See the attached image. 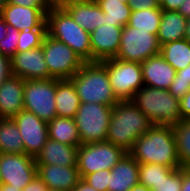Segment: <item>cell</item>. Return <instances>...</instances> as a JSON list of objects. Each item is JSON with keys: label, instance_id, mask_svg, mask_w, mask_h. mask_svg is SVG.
Instances as JSON below:
<instances>
[{"label": "cell", "instance_id": "obj_1", "mask_svg": "<svg viewBox=\"0 0 190 191\" xmlns=\"http://www.w3.org/2000/svg\"><path fill=\"white\" fill-rule=\"evenodd\" d=\"M138 163L162 164L180 168L172 125H153L141 135L128 152Z\"/></svg>", "mask_w": 190, "mask_h": 191}, {"label": "cell", "instance_id": "obj_2", "mask_svg": "<svg viewBox=\"0 0 190 191\" xmlns=\"http://www.w3.org/2000/svg\"><path fill=\"white\" fill-rule=\"evenodd\" d=\"M152 126L131 100H120L112 108L106 141L128 153L134 142Z\"/></svg>", "mask_w": 190, "mask_h": 191}, {"label": "cell", "instance_id": "obj_3", "mask_svg": "<svg viewBox=\"0 0 190 191\" xmlns=\"http://www.w3.org/2000/svg\"><path fill=\"white\" fill-rule=\"evenodd\" d=\"M69 80L80 102L114 106L120 101L111 87L107 68L100 61L85 62Z\"/></svg>", "mask_w": 190, "mask_h": 191}, {"label": "cell", "instance_id": "obj_4", "mask_svg": "<svg viewBox=\"0 0 190 191\" xmlns=\"http://www.w3.org/2000/svg\"><path fill=\"white\" fill-rule=\"evenodd\" d=\"M153 125H174L181 119L179 99L166 89L143 86L130 99Z\"/></svg>", "mask_w": 190, "mask_h": 191}, {"label": "cell", "instance_id": "obj_5", "mask_svg": "<svg viewBox=\"0 0 190 191\" xmlns=\"http://www.w3.org/2000/svg\"><path fill=\"white\" fill-rule=\"evenodd\" d=\"M47 33L67 44L85 62H92L90 33L79 26L64 8L49 9Z\"/></svg>", "mask_w": 190, "mask_h": 191}, {"label": "cell", "instance_id": "obj_6", "mask_svg": "<svg viewBox=\"0 0 190 191\" xmlns=\"http://www.w3.org/2000/svg\"><path fill=\"white\" fill-rule=\"evenodd\" d=\"M126 153L108 141L81 144L77 153L80 177L100 170H111Z\"/></svg>", "mask_w": 190, "mask_h": 191}, {"label": "cell", "instance_id": "obj_7", "mask_svg": "<svg viewBox=\"0 0 190 191\" xmlns=\"http://www.w3.org/2000/svg\"><path fill=\"white\" fill-rule=\"evenodd\" d=\"M113 106L80 103L75 116L81 144L106 141Z\"/></svg>", "mask_w": 190, "mask_h": 191}, {"label": "cell", "instance_id": "obj_8", "mask_svg": "<svg viewBox=\"0 0 190 191\" xmlns=\"http://www.w3.org/2000/svg\"><path fill=\"white\" fill-rule=\"evenodd\" d=\"M42 49L49 74L56 79L72 78L85 63L67 44L48 33L43 38Z\"/></svg>", "mask_w": 190, "mask_h": 191}, {"label": "cell", "instance_id": "obj_9", "mask_svg": "<svg viewBox=\"0 0 190 191\" xmlns=\"http://www.w3.org/2000/svg\"><path fill=\"white\" fill-rule=\"evenodd\" d=\"M100 62L107 68L111 87L119 100H130L144 86L140 63L117 58Z\"/></svg>", "mask_w": 190, "mask_h": 191}, {"label": "cell", "instance_id": "obj_10", "mask_svg": "<svg viewBox=\"0 0 190 191\" xmlns=\"http://www.w3.org/2000/svg\"><path fill=\"white\" fill-rule=\"evenodd\" d=\"M56 78L24 80V110L34 113L45 122L57 117L55 105Z\"/></svg>", "mask_w": 190, "mask_h": 191}, {"label": "cell", "instance_id": "obj_11", "mask_svg": "<svg viewBox=\"0 0 190 191\" xmlns=\"http://www.w3.org/2000/svg\"><path fill=\"white\" fill-rule=\"evenodd\" d=\"M160 47L157 35L127 24L122 28L119 51L115 58L141 64L151 56L159 54Z\"/></svg>", "mask_w": 190, "mask_h": 191}, {"label": "cell", "instance_id": "obj_12", "mask_svg": "<svg viewBox=\"0 0 190 191\" xmlns=\"http://www.w3.org/2000/svg\"><path fill=\"white\" fill-rule=\"evenodd\" d=\"M2 184L22 190L37 176L34 157L23 154H0Z\"/></svg>", "mask_w": 190, "mask_h": 191}, {"label": "cell", "instance_id": "obj_13", "mask_svg": "<svg viewBox=\"0 0 190 191\" xmlns=\"http://www.w3.org/2000/svg\"><path fill=\"white\" fill-rule=\"evenodd\" d=\"M13 120L23 138L25 154L35 158L49 139L47 122L24 109Z\"/></svg>", "mask_w": 190, "mask_h": 191}, {"label": "cell", "instance_id": "obj_14", "mask_svg": "<svg viewBox=\"0 0 190 191\" xmlns=\"http://www.w3.org/2000/svg\"><path fill=\"white\" fill-rule=\"evenodd\" d=\"M12 75L24 80H44L53 78L49 74L42 46L24 52H16L11 57Z\"/></svg>", "mask_w": 190, "mask_h": 191}, {"label": "cell", "instance_id": "obj_15", "mask_svg": "<svg viewBox=\"0 0 190 191\" xmlns=\"http://www.w3.org/2000/svg\"><path fill=\"white\" fill-rule=\"evenodd\" d=\"M48 7H24L6 4L2 16L7 25L17 31L30 29H47L46 14Z\"/></svg>", "mask_w": 190, "mask_h": 191}, {"label": "cell", "instance_id": "obj_16", "mask_svg": "<svg viewBox=\"0 0 190 191\" xmlns=\"http://www.w3.org/2000/svg\"><path fill=\"white\" fill-rule=\"evenodd\" d=\"M122 28L105 24L90 33L92 62L116 57L119 51Z\"/></svg>", "mask_w": 190, "mask_h": 191}, {"label": "cell", "instance_id": "obj_17", "mask_svg": "<svg viewBox=\"0 0 190 191\" xmlns=\"http://www.w3.org/2000/svg\"><path fill=\"white\" fill-rule=\"evenodd\" d=\"M144 86L166 89L170 88L176 70L159 53L141 63Z\"/></svg>", "mask_w": 190, "mask_h": 191}, {"label": "cell", "instance_id": "obj_18", "mask_svg": "<svg viewBox=\"0 0 190 191\" xmlns=\"http://www.w3.org/2000/svg\"><path fill=\"white\" fill-rule=\"evenodd\" d=\"M38 177L48 189L72 191L81 179L77 166L37 165Z\"/></svg>", "mask_w": 190, "mask_h": 191}, {"label": "cell", "instance_id": "obj_19", "mask_svg": "<svg viewBox=\"0 0 190 191\" xmlns=\"http://www.w3.org/2000/svg\"><path fill=\"white\" fill-rule=\"evenodd\" d=\"M24 79L11 75L0 85V118H13L24 109Z\"/></svg>", "mask_w": 190, "mask_h": 191}, {"label": "cell", "instance_id": "obj_20", "mask_svg": "<svg viewBox=\"0 0 190 191\" xmlns=\"http://www.w3.org/2000/svg\"><path fill=\"white\" fill-rule=\"evenodd\" d=\"M139 163L126 153L109 172L108 191H130L139 184Z\"/></svg>", "mask_w": 190, "mask_h": 191}, {"label": "cell", "instance_id": "obj_21", "mask_svg": "<svg viewBox=\"0 0 190 191\" xmlns=\"http://www.w3.org/2000/svg\"><path fill=\"white\" fill-rule=\"evenodd\" d=\"M78 147L48 139L36 155V165L77 166Z\"/></svg>", "mask_w": 190, "mask_h": 191}, {"label": "cell", "instance_id": "obj_22", "mask_svg": "<svg viewBox=\"0 0 190 191\" xmlns=\"http://www.w3.org/2000/svg\"><path fill=\"white\" fill-rule=\"evenodd\" d=\"M64 9L79 26L89 33L104 25V12L95 1L69 4Z\"/></svg>", "mask_w": 190, "mask_h": 191}, {"label": "cell", "instance_id": "obj_23", "mask_svg": "<svg viewBox=\"0 0 190 191\" xmlns=\"http://www.w3.org/2000/svg\"><path fill=\"white\" fill-rule=\"evenodd\" d=\"M80 99L69 79H56L55 105L58 117L75 118Z\"/></svg>", "mask_w": 190, "mask_h": 191}, {"label": "cell", "instance_id": "obj_24", "mask_svg": "<svg viewBox=\"0 0 190 191\" xmlns=\"http://www.w3.org/2000/svg\"><path fill=\"white\" fill-rule=\"evenodd\" d=\"M186 18L178 11H163L157 39L159 45L184 39Z\"/></svg>", "mask_w": 190, "mask_h": 191}, {"label": "cell", "instance_id": "obj_25", "mask_svg": "<svg viewBox=\"0 0 190 191\" xmlns=\"http://www.w3.org/2000/svg\"><path fill=\"white\" fill-rule=\"evenodd\" d=\"M49 139L69 146H80L81 139L75 119L55 117L47 123Z\"/></svg>", "mask_w": 190, "mask_h": 191}, {"label": "cell", "instance_id": "obj_26", "mask_svg": "<svg viewBox=\"0 0 190 191\" xmlns=\"http://www.w3.org/2000/svg\"><path fill=\"white\" fill-rule=\"evenodd\" d=\"M24 143L13 118H0V154H23Z\"/></svg>", "mask_w": 190, "mask_h": 191}, {"label": "cell", "instance_id": "obj_27", "mask_svg": "<svg viewBox=\"0 0 190 191\" xmlns=\"http://www.w3.org/2000/svg\"><path fill=\"white\" fill-rule=\"evenodd\" d=\"M104 12V25L124 27L128 24L131 7L128 0H95Z\"/></svg>", "mask_w": 190, "mask_h": 191}, {"label": "cell", "instance_id": "obj_28", "mask_svg": "<svg viewBox=\"0 0 190 191\" xmlns=\"http://www.w3.org/2000/svg\"><path fill=\"white\" fill-rule=\"evenodd\" d=\"M160 54L176 71L182 70L190 64V42L184 38L163 44Z\"/></svg>", "mask_w": 190, "mask_h": 191}, {"label": "cell", "instance_id": "obj_29", "mask_svg": "<svg viewBox=\"0 0 190 191\" xmlns=\"http://www.w3.org/2000/svg\"><path fill=\"white\" fill-rule=\"evenodd\" d=\"M162 9L160 7L131 11L128 25L138 30L150 31L157 35L159 31Z\"/></svg>", "mask_w": 190, "mask_h": 191}, {"label": "cell", "instance_id": "obj_30", "mask_svg": "<svg viewBox=\"0 0 190 191\" xmlns=\"http://www.w3.org/2000/svg\"><path fill=\"white\" fill-rule=\"evenodd\" d=\"M173 130L180 165L190 168V120L174 124Z\"/></svg>", "mask_w": 190, "mask_h": 191}, {"label": "cell", "instance_id": "obj_31", "mask_svg": "<svg viewBox=\"0 0 190 191\" xmlns=\"http://www.w3.org/2000/svg\"><path fill=\"white\" fill-rule=\"evenodd\" d=\"M139 184L152 190L173 170L162 164L139 163Z\"/></svg>", "mask_w": 190, "mask_h": 191}, {"label": "cell", "instance_id": "obj_32", "mask_svg": "<svg viewBox=\"0 0 190 191\" xmlns=\"http://www.w3.org/2000/svg\"><path fill=\"white\" fill-rule=\"evenodd\" d=\"M47 29H30L19 31L17 52H24L42 46Z\"/></svg>", "mask_w": 190, "mask_h": 191}, {"label": "cell", "instance_id": "obj_33", "mask_svg": "<svg viewBox=\"0 0 190 191\" xmlns=\"http://www.w3.org/2000/svg\"><path fill=\"white\" fill-rule=\"evenodd\" d=\"M190 90V64L182 70L176 71L175 78L168 89L177 99H182Z\"/></svg>", "mask_w": 190, "mask_h": 191}, {"label": "cell", "instance_id": "obj_34", "mask_svg": "<svg viewBox=\"0 0 190 191\" xmlns=\"http://www.w3.org/2000/svg\"><path fill=\"white\" fill-rule=\"evenodd\" d=\"M182 187V167L173 169L168 176L153 187L150 191H181Z\"/></svg>", "mask_w": 190, "mask_h": 191}, {"label": "cell", "instance_id": "obj_35", "mask_svg": "<svg viewBox=\"0 0 190 191\" xmlns=\"http://www.w3.org/2000/svg\"><path fill=\"white\" fill-rule=\"evenodd\" d=\"M19 31L7 25L5 37L0 40V53L11 58L17 52Z\"/></svg>", "mask_w": 190, "mask_h": 191}, {"label": "cell", "instance_id": "obj_36", "mask_svg": "<svg viewBox=\"0 0 190 191\" xmlns=\"http://www.w3.org/2000/svg\"><path fill=\"white\" fill-rule=\"evenodd\" d=\"M110 170H100L90 173L82 179L97 191H108Z\"/></svg>", "mask_w": 190, "mask_h": 191}, {"label": "cell", "instance_id": "obj_37", "mask_svg": "<svg viewBox=\"0 0 190 191\" xmlns=\"http://www.w3.org/2000/svg\"><path fill=\"white\" fill-rule=\"evenodd\" d=\"M131 11L160 7V0H128Z\"/></svg>", "mask_w": 190, "mask_h": 191}, {"label": "cell", "instance_id": "obj_38", "mask_svg": "<svg viewBox=\"0 0 190 191\" xmlns=\"http://www.w3.org/2000/svg\"><path fill=\"white\" fill-rule=\"evenodd\" d=\"M11 75V58L0 53V85Z\"/></svg>", "mask_w": 190, "mask_h": 191}, {"label": "cell", "instance_id": "obj_39", "mask_svg": "<svg viewBox=\"0 0 190 191\" xmlns=\"http://www.w3.org/2000/svg\"><path fill=\"white\" fill-rule=\"evenodd\" d=\"M182 120H190V90L179 100Z\"/></svg>", "mask_w": 190, "mask_h": 191}, {"label": "cell", "instance_id": "obj_40", "mask_svg": "<svg viewBox=\"0 0 190 191\" xmlns=\"http://www.w3.org/2000/svg\"><path fill=\"white\" fill-rule=\"evenodd\" d=\"M47 185L37 176L31 180L21 191H47Z\"/></svg>", "mask_w": 190, "mask_h": 191}, {"label": "cell", "instance_id": "obj_41", "mask_svg": "<svg viewBox=\"0 0 190 191\" xmlns=\"http://www.w3.org/2000/svg\"><path fill=\"white\" fill-rule=\"evenodd\" d=\"M7 3L24 7H47L44 0H7Z\"/></svg>", "mask_w": 190, "mask_h": 191}, {"label": "cell", "instance_id": "obj_42", "mask_svg": "<svg viewBox=\"0 0 190 191\" xmlns=\"http://www.w3.org/2000/svg\"><path fill=\"white\" fill-rule=\"evenodd\" d=\"M183 0H160V8L163 11H177Z\"/></svg>", "mask_w": 190, "mask_h": 191}, {"label": "cell", "instance_id": "obj_43", "mask_svg": "<svg viewBox=\"0 0 190 191\" xmlns=\"http://www.w3.org/2000/svg\"><path fill=\"white\" fill-rule=\"evenodd\" d=\"M181 191H190V168L182 167Z\"/></svg>", "mask_w": 190, "mask_h": 191}, {"label": "cell", "instance_id": "obj_44", "mask_svg": "<svg viewBox=\"0 0 190 191\" xmlns=\"http://www.w3.org/2000/svg\"><path fill=\"white\" fill-rule=\"evenodd\" d=\"M48 9L52 8H64L69 5V0H44Z\"/></svg>", "mask_w": 190, "mask_h": 191}, {"label": "cell", "instance_id": "obj_45", "mask_svg": "<svg viewBox=\"0 0 190 191\" xmlns=\"http://www.w3.org/2000/svg\"><path fill=\"white\" fill-rule=\"evenodd\" d=\"M177 11L186 19L190 18V0H183L182 5Z\"/></svg>", "mask_w": 190, "mask_h": 191}, {"label": "cell", "instance_id": "obj_46", "mask_svg": "<svg viewBox=\"0 0 190 191\" xmlns=\"http://www.w3.org/2000/svg\"><path fill=\"white\" fill-rule=\"evenodd\" d=\"M72 191H97V190L94 187H91L87 182H85L81 178Z\"/></svg>", "mask_w": 190, "mask_h": 191}, {"label": "cell", "instance_id": "obj_47", "mask_svg": "<svg viewBox=\"0 0 190 191\" xmlns=\"http://www.w3.org/2000/svg\"><path fill=\"white\" fill-rule=\"evenodd\" d=\"M7 24L4 22L2 14H0V40L5 37Z\"/></svg>", "mask_w": 190, "mask_h": 191}, {"label": "cell", "instance_id": "obj_48", "mask_svg": "<svg viewBox=\"0 0 190 191\" xmlns=\"http://www.w3.org/2000/svg\"><path fill=\"white\" fill-rule=\"evenodd\" d=\"M184 38L190 42V18L186 20L185 36Z\"/></svg>", "mask_w": 190, "mask_h": 191}, {"label": "cell", "instance_id": "obj_49", "mask_svg": "<svg viewBox=\"0 0 190 191\" xmlns=\"http://www.w3.org/2000/svg\"><path fill=\"white\" fill-rule=\"evenodd\" d=\"M0 191H21L18 188H15L11 185L2 184L0 186Z\"/></svg>", "mask_w": 190, "mask_h": 191}, {"label": "cell", "instance_id": "obj_50", "mask_svg": "<svg viewBox=\"0 0 190 191\" xmlns=\"http://www.w3.org/2000/svg\"><path fill=\"white\" fill-rule=\"evenodd\" d=\"M130 191H150V190L141 184H137L133 186Z\"/></svg>", "mask_w": 190, "mask_h": 191}, {"label": "cell", "instance_id": "obj_51", "mask_svg": "<svg viewBox=\"0 0 190 191\" xmlns=\"http://www.w3.org/2000/svg\"><path fill=\"white\" fill-rule=\"evenodd\" d=\"M95 0H69V4L73 3H91L94 2Z\"/></svg>", "mask_w": 190, "mask_h": 191}, {"label": "cell", "instance_id": "obj_52", "mask_svg": "<svg viewBox=\"0 0 190 191\" xmlns=\"http://www.w3.org/2000/svg\"><path fill=\"white\" fill-rule=\"evenodd\" d=\"M6 4H7V0H0V14H2Z\"/></svg>", "mask_w": 190, "mask_h": 191}, {"label": "cell", "instance_id": "obj_53", "mask_svg": "<svg viewBox=\"0 0 190 191\" xmlns=\"http://www.w3.org/2000/svg\"><path fill=\"white\" fill-rule=\"evenodd\" d=\"M47 191H65V190H59V189H48Z\"/></svg>", "mask_w": 190, "mask_h": 191}, {"label": "cell", "instance_id": "obj_54", "mask_svg": "<svg viewBox=\"0 0 190 191\" xmlns=\"http://www.w3.org/2000/svg\"><path fill=\"white\" fill-rule=\"evenodd\" d=\"M2 185L1 172H0V186Z\"/></svg>", "mask_w": 190, "mask_h": 191}]
</instances>
